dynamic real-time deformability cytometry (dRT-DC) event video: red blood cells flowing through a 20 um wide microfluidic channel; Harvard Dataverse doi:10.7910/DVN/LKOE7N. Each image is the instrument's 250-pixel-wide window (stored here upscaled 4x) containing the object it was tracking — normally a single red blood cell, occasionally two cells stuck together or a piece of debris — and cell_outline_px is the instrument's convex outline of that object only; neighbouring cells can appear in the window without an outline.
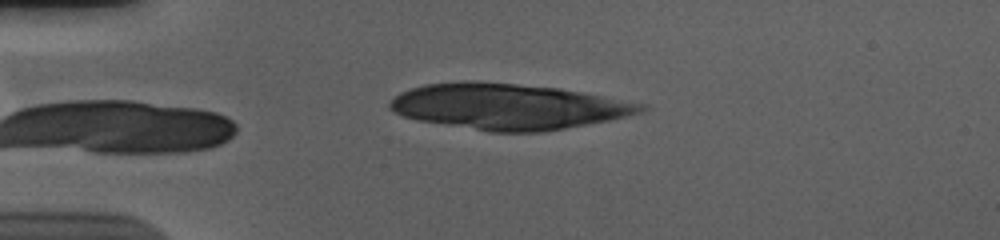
{"species": "human", "species_latin": "Homo sapiens", "temperature_condition": "cold", "stored_images_in_passage": 48, "camera_frame_rate_fps": 3000, "um_per_image_px": 0.085, "donor": {"sex": "male"}, "frame": {"image": 1, "passage_image": 7, "time_ms": 2.0, "image_size_px": [1000, 240], "cell_outline_px": [[648, 108], [640, 112], [628, 116], [608, 120], [544, 132], [488, 132], [416, 120], [404, 116], [388, 108], [388, 104], [400, 92], [424, 84], [464, 80], [476, 80], [560, 88], [648, 104]], "centroid_in_image_um": [43.18, 9.05], "position_along_channel_um": 41.8, "area_um2": 67.28}}
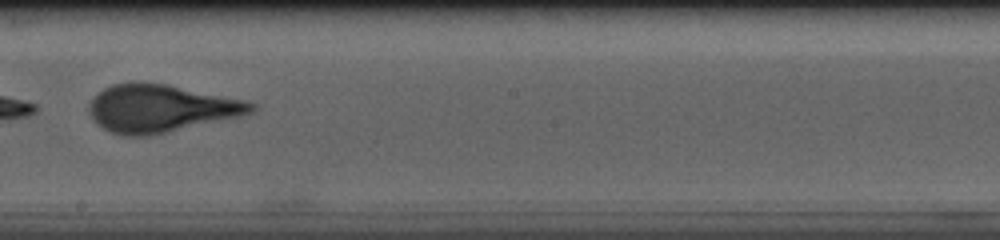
{"frame": {"image": 2, "passage_image": 26, "time_ms": 8.333, "image_size_px": [1000, 240], "cell_outline_px": [[256, 108], [252, 112], [240, 116], [168, 132], [148, 136], [124, 136], [112, 132], [96, 124], [92, 120], [88, 112], [88, 104], [104, 88], [112, 84], [164, 84], [248, 100], [256, 104]], "centroid_in_image_um": [13.67, 9.24], "position_along_channel_um": 234.5, "area_um2": 44.45}}
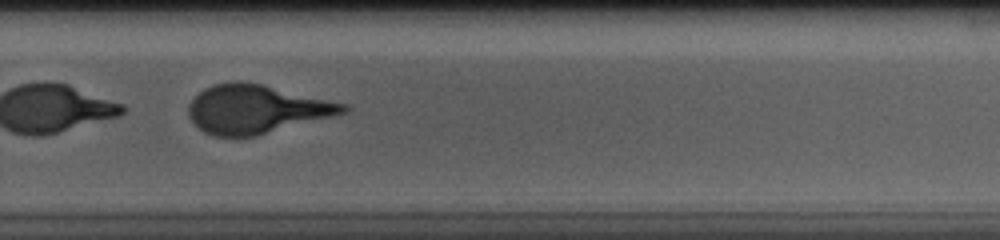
{"frame": {"image": 3, "passage_image": 32, "time_ms": 10.333, "image_size_px": [1000, 240], "cell_outline_px": [[352, 108], [348, 112], [256, 136], [216, 136], [204, 132], [188, 116], [188, 104], [204, 88], [216, 84], [260, 84], [352, 104]], "centroid_in_image_um": [21.87, 9.3], "position_along_channel_um": 307.9, "area_um2": 43.12}, "authors_computed_cell_mechanics": {"area_um2": 46.24, "velocity_mm_per_s": 3.6759, "shape_relaxation_time_tau1_ms": 1.4289, "shape_relaxation_time_tau2_ms": 0.7336, "deformation_change_tau1": 0.2995, "deformation_change_tau2": 0.1104}}